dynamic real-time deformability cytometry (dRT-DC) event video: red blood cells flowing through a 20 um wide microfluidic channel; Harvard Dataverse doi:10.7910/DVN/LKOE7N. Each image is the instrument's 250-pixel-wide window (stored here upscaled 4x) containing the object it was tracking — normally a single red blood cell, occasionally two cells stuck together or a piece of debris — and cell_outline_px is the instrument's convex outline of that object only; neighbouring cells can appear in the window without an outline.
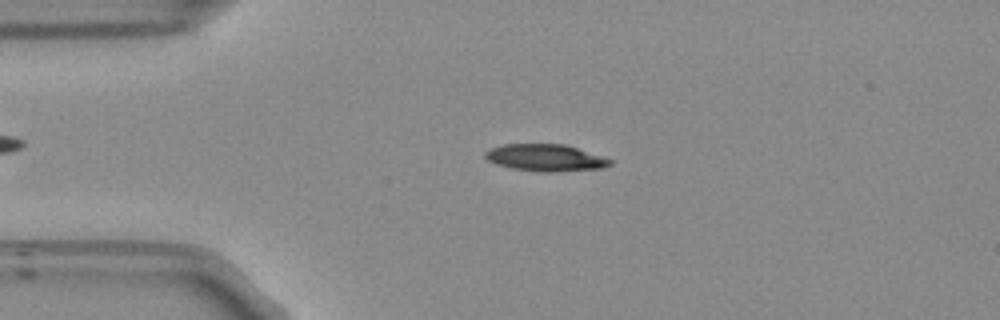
{"species": "Egyptian fruit bat (a non-hibernating species)", "species_latin": "Rousettus aegyptiacus", "temperature_condition": "room temperature", "stored_images_in_passage": 52, "camera_frame_rate_fps": 3000, "um_per_image_px": 0.085, "frame": {"image": 1, "passage_image": 11, "time_ms": 3.333, "image_size_px": [1000, 320], "cell_outline_px": [[612, 164], [600, 168], [548, 172], [544, 172], [512, 168], [496, 164], [488, 160], [484, 156], [484, 152], [492, 148], [504, 144], [564, 144], [612, 160]], "centroid_in_image_um": [46.32, 13.4], "position_along_channel_um": 38.7, "area_um2": 19.19}}
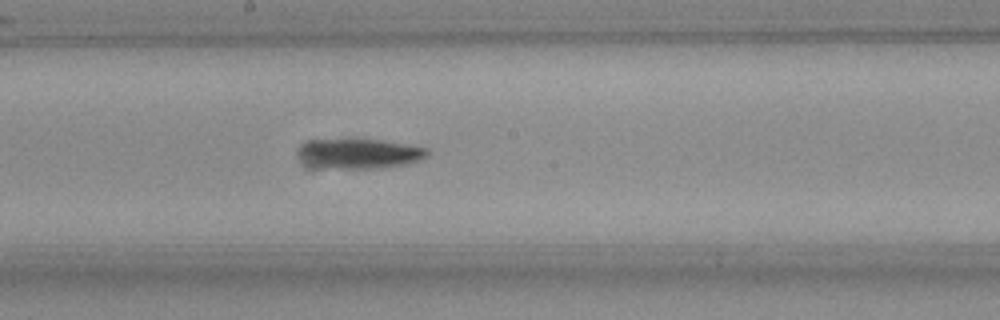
{"frame": {"image": 2, "passage_image": 27, "time_ms": 8.667, "image_size_px": [1000, 320], "cell_outline_px": [[428, 156], [420, 160], [408, 164], [368, 168], [332, 168], [312, 164], [304, 152], [304, 144], [312, 140], [380, 140], [428, 148]], "centroid_in_image_um": [30.77, 13.05], "position_along_channel_um": 217.4, "area_um2": 21.04}}
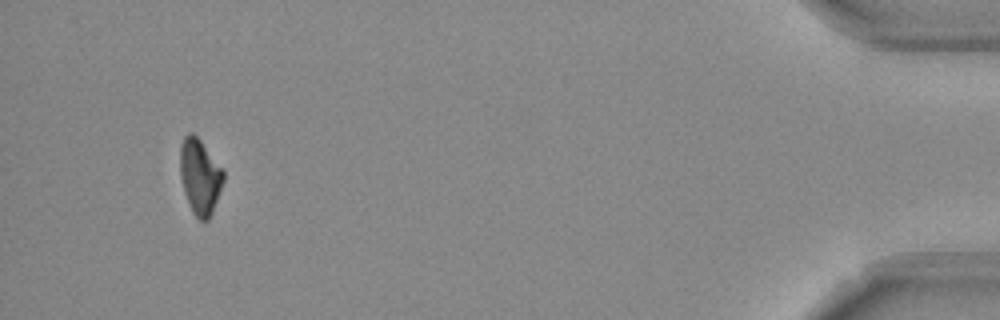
{"frame": {"image": 3, "passage_image": 49, "time_ms": 16.0, "image_size_px": [1000, 320], "cell_outline_px": [[224, 180], [212, 212], [208, 220], [200, 220], [192, 212], [184, 192], [180, 176], [180, 144], [184, 136], [188, 132], [192, 132], [200, 140], [224, 172]], "centroid_in_image_um": [16.97, 14.99], "position_along_channel_um": 418.2, "area_um2": 18.79}, "authors_computed_cell_mechanics": {"area_um2": 19.5942, "velocity_mm_per_s": 3.8173, "shape_relaxation_time_tau1_ms": 4.3381, "shape_relaxation_time_tau2_ms": null, "deformation_change_tau1": 0.1502, "deformation_change_tau2": null}}